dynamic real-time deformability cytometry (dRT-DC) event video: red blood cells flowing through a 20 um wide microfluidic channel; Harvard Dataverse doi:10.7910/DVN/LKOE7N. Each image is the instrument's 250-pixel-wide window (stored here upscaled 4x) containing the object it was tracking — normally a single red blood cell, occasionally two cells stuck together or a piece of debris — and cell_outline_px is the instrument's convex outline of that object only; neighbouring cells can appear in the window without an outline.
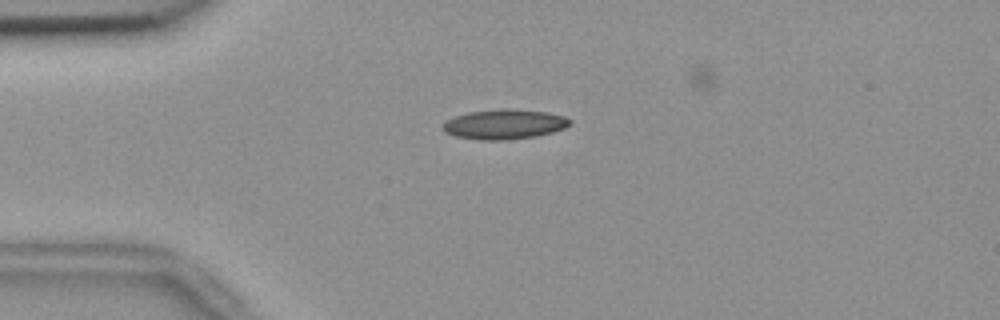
{"species": "common noctule bat (a hibernating species)", "species_latin": "Nyctalus noctula", "temperature_condition": "room temperature", "stored_images_in_passage": 46, "camera_frame_rate_fps": 3000, "um_per_image_px": 0.085, "animal": {"sex": "female", "body_mass_g": 18.4}, "frame": {"image": 1, "passage_image": 5, "time_ms": 1.333, "image_size_px": [1000, 320], "cell_outline_px": [[572, 124], [564, 128], [552, 132], [536, 136], [504, 140], [480, 140], [456, 136], [444, 132], [440, 128], [440, 124], [456, 116], [468, 112], [500, 108], [512, 108], [548, 112], [564, 116], [572, 120]], "centroid_in_image_um": [42.86, 10.55], "position_along_channel_um": 42.1, "area_um2": 22.37}}
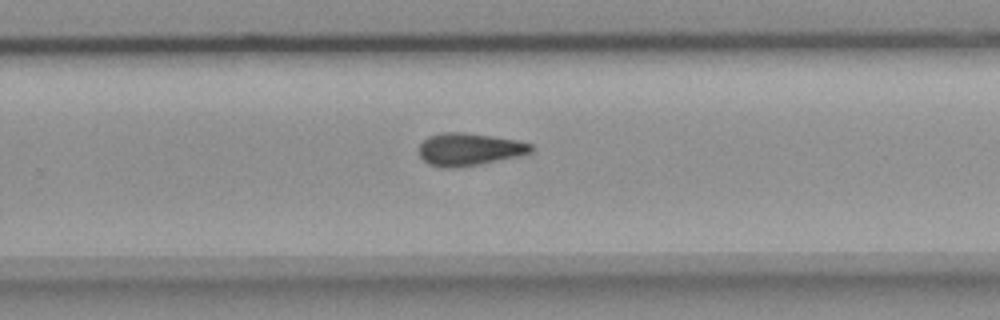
{"frame": {"image": 2, "passage_image": 27, "time_ms": 8.667, "image_size_px": [1000, 320], "cell_outline_px": [[536, 148], [532, 152], [484, 164], [456, 168], [444, 168], [428, 164], [420, 156], [420, 144], [428, 136], [440, 132], [464, 132], [520, 140], [532, 144]], "centroid_in_image_um": [39.91, 12.69], "position_along_channel_um": 289.9, "area_um2": 21.56}}
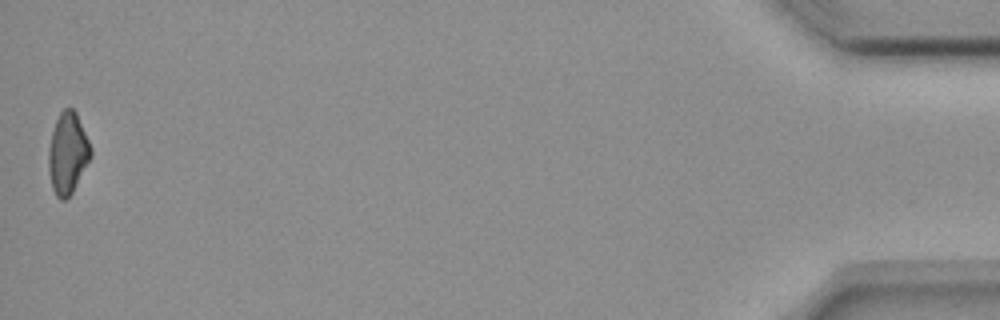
{"frame": {"image": 3, "passage_image": 46, "time_ms": 15.0, "image_size_px": [1000, 320], "cell_outline_px": [[92, 156], [72, 192], [64, 200], [60, 200], [56, 196], [52, 188], [48, 168], [48, 148], [52, 132], [56, 120], [60, 112], [64, 108], [72, 108], [76, 112], [92, 148]], "centroid_in_image_um": [5.75, 13.02], "position_along_channel_um": 429.5, "area_um2": 20.0}, "authors_computed_cell_mechanics": {"area_um2": 21.097, "velocity_mm_per_s": 3.6999, "shape_relaxation_time_tau1_ms": 11.3831, "shape_relaxation_time_tau2_ms": null, "deformation_change_tau1": 0.1912, "deformation_change_tau2": null}}